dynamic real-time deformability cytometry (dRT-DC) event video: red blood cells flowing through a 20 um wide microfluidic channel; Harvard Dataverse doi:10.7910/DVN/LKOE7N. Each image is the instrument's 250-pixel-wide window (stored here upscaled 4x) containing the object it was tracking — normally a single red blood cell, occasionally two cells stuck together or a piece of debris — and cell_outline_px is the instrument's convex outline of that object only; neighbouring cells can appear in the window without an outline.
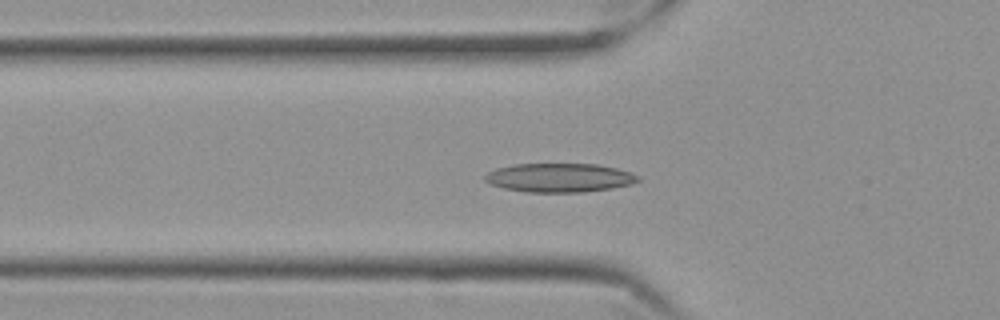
{"species": "Egyptian fruit bat (a non-hibernating species)", "species_latin": "Rousettus aegyptiacus", "temperature_condition": "cold", "stored_images_in_passage": 41, "camera_frame_rate_fps": 3000, "um_per_image_px": 0.085, "frame": {"image": 1, "passage_image": 2, "time_ms": 0.333, "image_size_px": [1000, 320], "cell_outline_px": [[640, 180], [632, 184], [612, 188], [584, 192], [528, 192], [504, 188], [488, 184], [484, 180], [484, 176], [488, 172], [496, 168], [516, 164], [596, 164], [616, 168], [640, 176]], "centroid_in_image_um": [47.54, 15.11], "position_along_channel_um": 78.3, "area_um2": 25.78}}
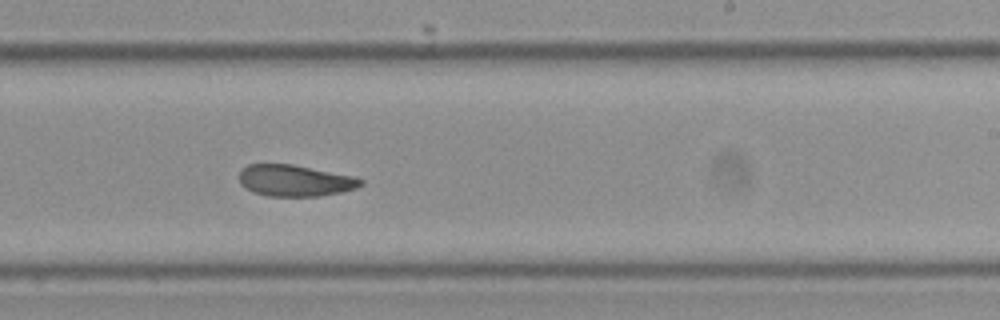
{"frame": {"image": 2, "passage_image": 18, "time_ms": 5.667, "image_size_px": [1000, 320], "cell_outline_px": [[364, 184], [356, 188], [340, 192], [320, 196], [268, 196], [252, 192], [240, 184], [240, 172], [248, 164], [292, 164], [352, 176], [364, 180]], "centroid_in_image_um": [25.06, 15.35], "position_along_channel_um": 263.9, "area_um2": 22.14}}
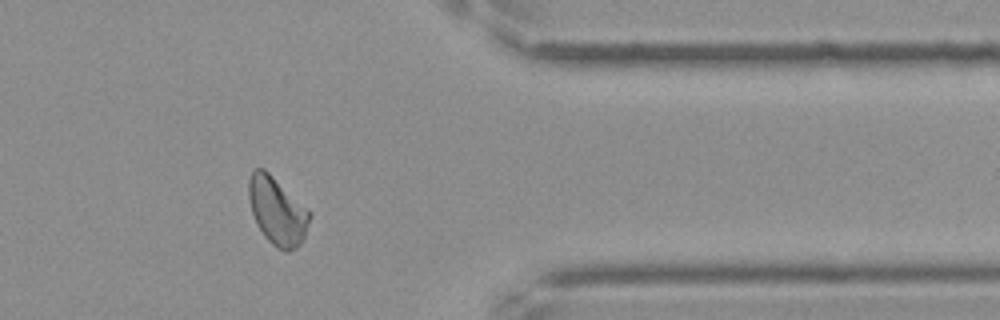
{"frame": {"image": 3, "passage_image": 30, "time_ms": 9.667, "image_size_px": [1000, 320], "cell_outline_px": [[312, 216], [304, 236], [300, 244], [296, 248], [288, 252], [284, 252], [276, 248], [264, 236], [256, 224], [252, 212], [248, 196], [248, 180], [252, 172], [256, 168], [264, 168], [312, 212]], "centroid_in_image_um": [23.57, 17.95], "position_along_channel_um": 387.8, "area_um2": 24.16}, "authors_computed_cell_mechanics": {"area_um2": 23.0044, "velocity_mm_per_s": 3.4646, "shape_relaxation_time_tau1_ms": null, "shape_relaxation_time_tau2_ms": 4.4468, "deformation_change_tau1": null, "deformation_change_tau2": 0.1027}}